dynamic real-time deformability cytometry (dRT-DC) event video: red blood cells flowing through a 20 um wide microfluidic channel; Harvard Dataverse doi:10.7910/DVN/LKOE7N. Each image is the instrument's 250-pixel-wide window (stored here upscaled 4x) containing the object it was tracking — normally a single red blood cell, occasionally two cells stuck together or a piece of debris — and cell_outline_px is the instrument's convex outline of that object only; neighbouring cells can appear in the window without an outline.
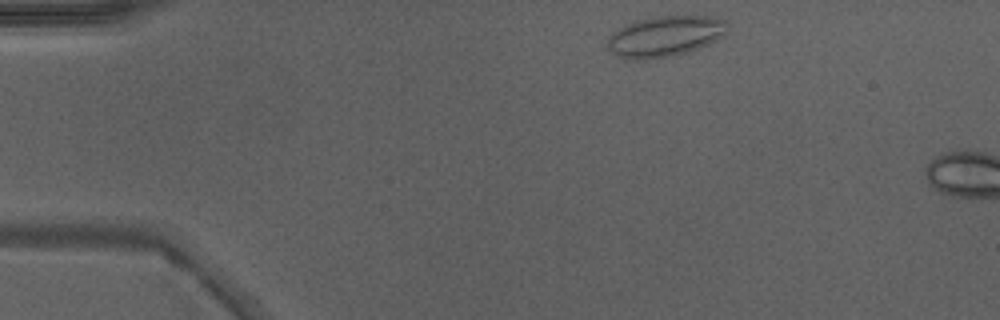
{"species": "Egyptian fruit bat (a non-hibernating species)", "species_latin": "Rousettus aegyptiacus", "temperature_condition": "warm", "stored_images_in_passage": 4, "camera_frame_rate_fps": 3000, "um_per_image_px": 0.085, "animal": {"sex": "male"}, "frame": {"image": 1, "passage_image": 1, "time_ms": 0.0, "image_size_px": [1000, 320], "cell_outline_px": [[728, 32], [716, 40], [708, 44], [672, 56], [648, 60], [624, 60], [616, 56], [608, 48], [608, 40], [612, 32], [624, 24], [636, 20], [660, 16], [708, 16], [728, 20]], "centroid_in_image_um": [56.5, 3.09], "position_along_channel_um": 28.5, "area_um2": 28.73}}